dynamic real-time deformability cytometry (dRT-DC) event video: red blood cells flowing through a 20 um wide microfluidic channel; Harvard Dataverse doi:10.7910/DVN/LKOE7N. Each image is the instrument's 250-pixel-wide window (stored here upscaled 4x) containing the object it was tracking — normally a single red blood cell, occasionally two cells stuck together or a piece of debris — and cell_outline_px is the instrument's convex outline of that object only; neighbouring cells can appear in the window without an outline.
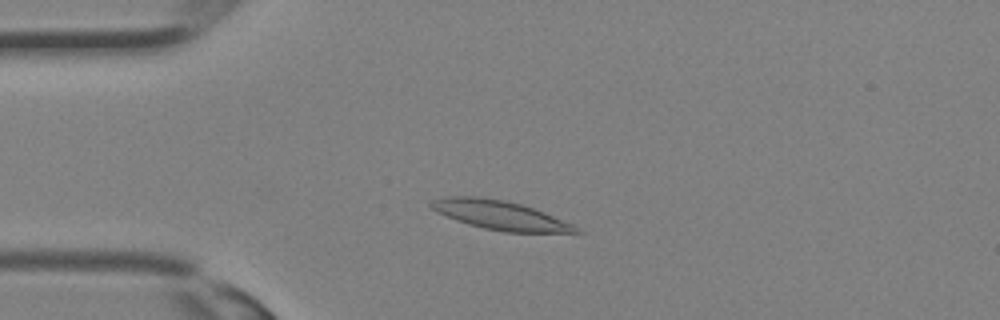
{"species": "Egyptian fruit bat (a non-hibernating species)", "species_latin": "Rousettus aegyptiacus", "temperature_condition": "room temperature", "stored_images_in_passage": 30, "camera_frame_rate_fps": 3000, "um_per_image_px": 0.085, "animal": {"sex": "female"}, "frame": {"image": 1, "passage_image": 5, "time_ms": 1.333, "image_size_px": [1000, 320], "cell_outline_px": [[584, 232], [504, 232], [484, 228], [468, 224], [456, 220], [436, 212], [428, 204], [432, 200], [448, 196], [476, 196], [504, 200], [520, 204], [544, 212], [572, 224]], "centroid_in_image_um": [42.46, 18.28], "position_along_channel_um": 42.5, "area_um2": 24.22}}
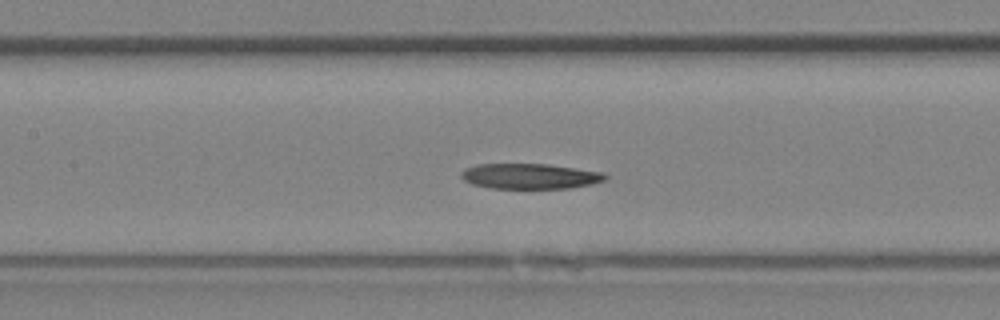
{"frame": {"image": 2, "passage_image": 12, "time_ms": 3.667, "image_size_px": [1000, 320], "cell_outline_px": [[608, 176], [604, 180], [592, 184], [572, 188], [492, 188], [472, 184], [464, 180], [460, 176], [460, 172], [464, 168], [480, 164], [548, 164], [604, 172]], "centroid_in_image_um": [45.05, 14.97], "position_along_channel_um": 162.4, "area_um2": 21.33}}
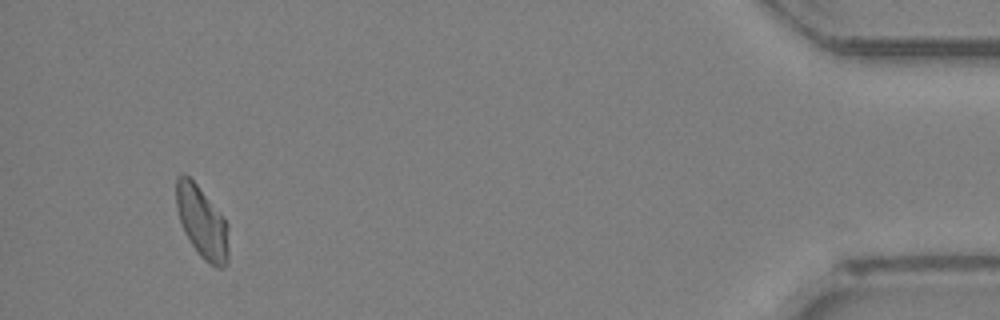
{"frame": {"image": 3, "passage_image": 28, "time_ms": 9.0, "image_size_px": [1000, 320], "cell_outline_px": [[228, 260], [224, 268], [216, 268], [204, 260], [200, 256], [184, 232], [176, 208], [176, 176], [184, 172], [196, 184], [220, 212], [228, 224]], "centroid_in_image_um": [17.17, 18.9], "position_along_channel_um": 418.0, "area_um2": 21.96}}